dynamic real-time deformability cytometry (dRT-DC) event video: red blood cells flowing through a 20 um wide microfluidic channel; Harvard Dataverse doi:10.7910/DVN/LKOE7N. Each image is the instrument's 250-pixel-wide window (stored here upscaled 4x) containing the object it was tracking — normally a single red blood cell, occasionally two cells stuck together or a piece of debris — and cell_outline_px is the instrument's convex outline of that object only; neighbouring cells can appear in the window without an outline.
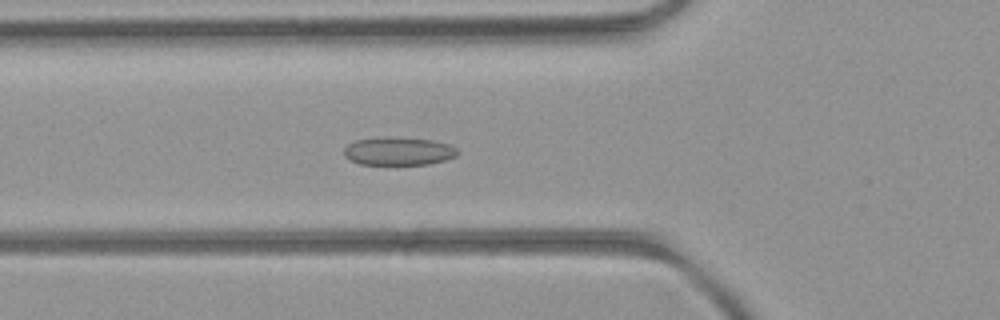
{"species": "common noctule bat (a hibernating species)", "species_latin": "Nyctalus noctula", "temperature_condition": "room temperature", "stored_images_in_passage": 52, "camera_frame_rate_fps": 3000, "um_per_image_px": 0.085, "animal": {"sex": "female", "body_mass_g": 21.9}, "frame": {"image": 1, "passage_image": 19, "time_ms": 6.0, "image_size_px": [1000, 320], "cell_outline_px": [[460, 152], [456, 156], [444, 160], [428, 164], [360, 164], [344, 156], [344, 148], [348, 144], [356, 140], [380, 136], [388, 136], [432, 140], [448, 144], [456, 148]], "centroid_in_image_um": [33.86, 12.83], "position_along_channel_um": 91.9, "area_um2": 18.67}}
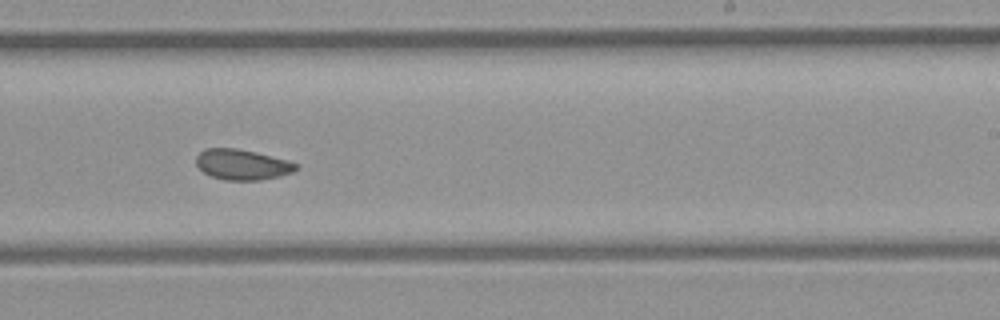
{"frame": {"image": 2, "passage_image": 32, "time_ms": 10.333, "image_size_px": [1000, 320], "cell_outline_px": [[300, 168], [292, 172], [280, 176], [260, 180], [224, 180], [212, 176], [204, 172], [196, 164], [196, 156], [204, 148], [236, 148], [256, 152], [288, 160], [296, 164]], "centroid_in_image_um": [20.59, 13.98], "position_along_channel_um": 268.4, "area_um2": 17.74}}
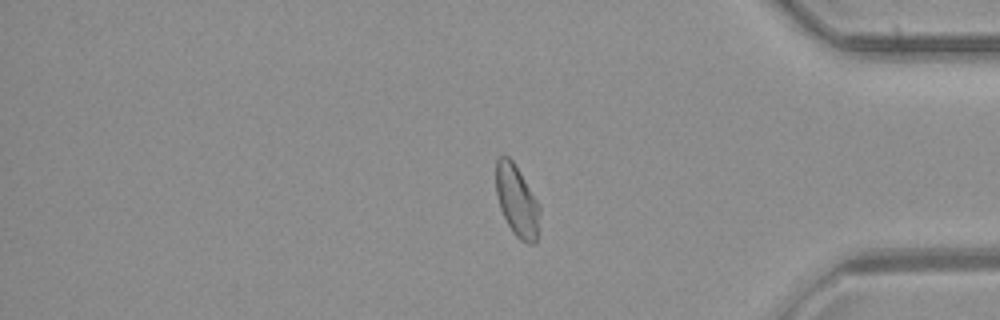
{"frame": {"image": 3, "passage_image": 43, "time_ms": 14.0, "image_size_px": [1000, 320], "cell_outline_px": [[540, 212], [536, 244], [528, 244], [520, 240], [512, 232], [500, 208], [496, 196], [496, 160], [500, 156], [508, 156], [512, 160], [540, 204]], "centroid_in_image_um": [43.94, 17.1], "position_along_channel_um": 391.3, "area_um2": 18.26}, "authors_computed_cell_mechanics": {"area_um2": 18.6694, "velocity_mm_per_s": 4.0615, "shape_relaxation_time_tau1_ms": null, "shape_relaxation_time_tau2_ms": 1.7087, "deformation_change_tau1": null, "deformation_change_tau2": 0.0543}}